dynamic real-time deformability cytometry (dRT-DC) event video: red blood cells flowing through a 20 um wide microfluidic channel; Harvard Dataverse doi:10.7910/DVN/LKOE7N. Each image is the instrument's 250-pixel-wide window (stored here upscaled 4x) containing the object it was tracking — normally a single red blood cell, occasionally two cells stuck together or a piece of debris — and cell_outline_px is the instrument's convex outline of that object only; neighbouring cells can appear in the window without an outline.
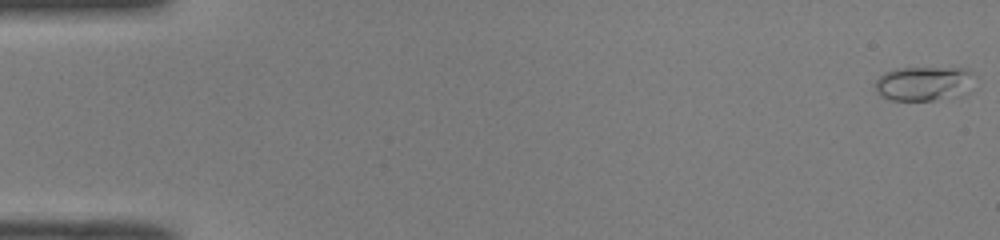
{"species": "common noctule bat (a hibernating species)", "species_latin": "Nyctalus noctula", "temperature_condition": "room temperature", "stored_images_in_passage": 50, "camera_frame_rate_fps": 3000, "um_per_image_px": 0.085, "animal": {"sex": "male", "body_mass_g": 19.0, "forearm_length_mm": 50.8}, "frame": {"image": 1, "passage_image": 1, "time_ms": 0.0, "image_size_px": [1000, 240], "cell_outline_px": [[976, 88], [960, 96], [932, 100], [892, 100], [880, 96], [876, 88], [876, 80], [884, 72], [896, 68], [968, 68], [972, 72]], "centroid_in_image_um": [78.61, 7.1], "position_along_channel_um": 6.4, "area_um2": 20.35}}
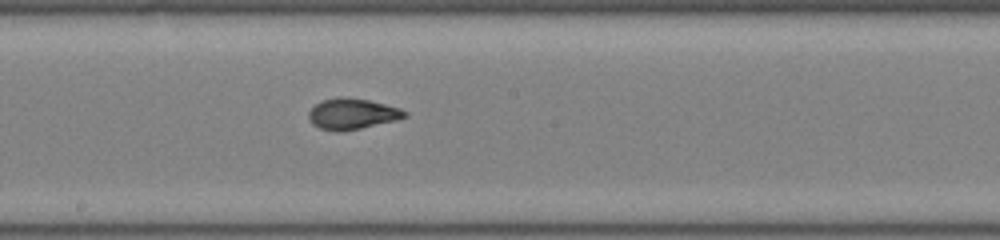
{"frame": {"image": 2, "passage_image": 28, "time_ms": 9.0, "image_size_px": [1000, 240], "cell_outline_px": [[408, 116], [396, 120], [360, 128], [336, 132], [320, 128], [312, 124], [308, 120], [308, 112], [320, 100], [336, 96], [340, 96], [368, 100], [400, 108], [408, 112]], "centroid_in_image_um": [29.9, 9.67], "position_along_channel_um": 218.3, "area_um2": 17.34}}
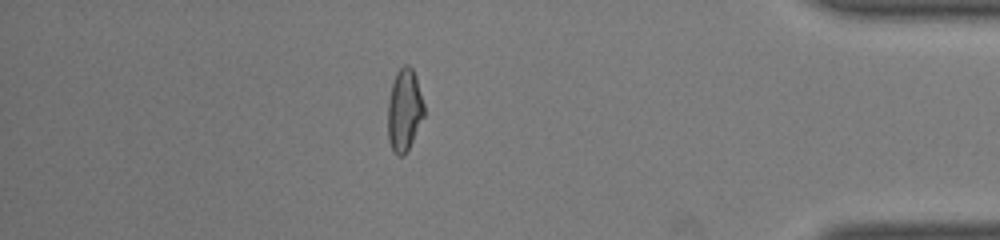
{"frame": {"image": 3, "passage_image": 44, "time_ms": 14.333, "image_size_px": [1000, 240], "cell_outline_px": [[424, 116], [404, 156], [396, 156], [392, 152], [388, 140], [388, 100], [392, 84], [396, 72], [404, 64], [408, 64], [412, 68], [416, 76], [424, 104]], "centroid_in_image_um": [34.36, 9.36], "position_along_channel_um": 400.8, "area_um2": 17.46}, "authors_computed_cell_mechanics": {"area_um2": 16.8198, "velocity_mm_per_s": 4.1036, "shape_relaxation_time_tau1_ms": 5.4745, "shape_relaxation_time_tau2_ms": 0.9172, "deformation_change_tau1": 0.2166, "deformation_change_tau2": 0.0673}}